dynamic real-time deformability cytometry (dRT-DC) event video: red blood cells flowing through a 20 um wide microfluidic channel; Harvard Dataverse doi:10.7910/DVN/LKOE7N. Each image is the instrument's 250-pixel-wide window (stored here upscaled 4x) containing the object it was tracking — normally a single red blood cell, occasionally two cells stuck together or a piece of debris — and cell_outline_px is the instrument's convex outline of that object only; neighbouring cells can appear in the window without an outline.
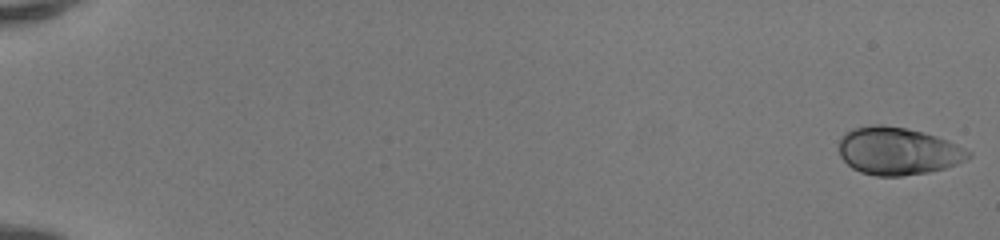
{"species": "human", "species_latin": "Homo sapiens", "temperature_condition": "room temperature", "stored_images_in_passage": 14, "camera_frame_rate_fps": 3000, "um_per_image_px": 0.085, "donor": {"sex": "female"}, "frame": {"image": 1, "passage_image": 1, "time_ms": 0.0, "image_size_px": [1000, 240], "cell_outline_px": [[972, 156], [968, 160], [944, 168], [928, 172], [900, 176], [876, 176], [860, 172], [852, 168], [840, 156], [840, 136], [844, 132], [852, 128], [872, 124], [884, 124], [924, 132], [936, 136], [956, 144], [972, 152]], "centroid_in_image_um": [76.31, 12.83], "position_along_channel_um": 8.7, "area_um2": 36.07}}
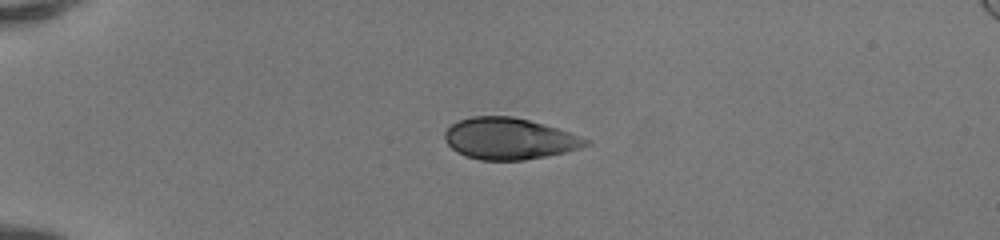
{"frame": {"image": 2, "passage_image": 14, "time_ms": 4.333, "image_size_px": [1000, 240], "cell_outline_px": [[592, 144], [580, 148], [548, 156], [524, 160], [480, 160], [464, 156], [456, 152], [444, 140], [444, 132], [452, 124], [460, 120], [472, 116], [512, 116], [528, 120], [556, 128], [592, 140]], "centroid_in_image_um": [43.28, 11.8], "position_along_channel_um": 41.7, "area_um2": 34.1}}